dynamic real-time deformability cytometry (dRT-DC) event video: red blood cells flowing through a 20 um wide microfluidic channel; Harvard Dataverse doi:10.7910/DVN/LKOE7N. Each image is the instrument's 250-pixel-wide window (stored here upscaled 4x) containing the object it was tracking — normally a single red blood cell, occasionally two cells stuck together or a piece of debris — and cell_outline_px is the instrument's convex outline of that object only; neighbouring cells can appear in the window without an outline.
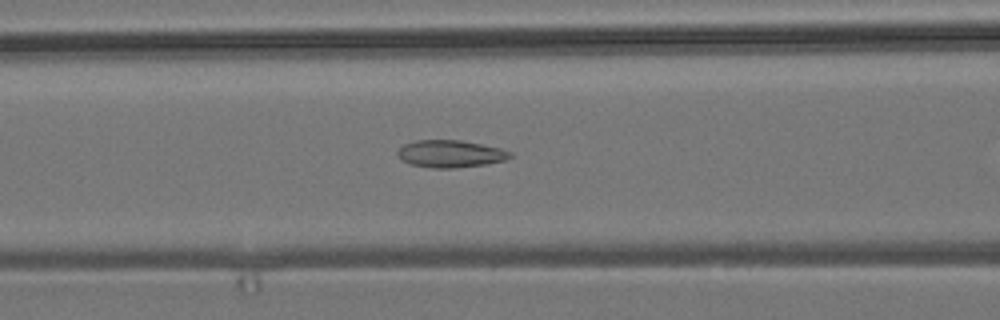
{"species": "common noctule bat (a hibernating species)", "species_latin": "Nyctalus noctula", "temperature_condition": "room temperature", "stored_images_in_passage": 55, "segment_of_instrument_passage": [1, 2], "camera_frame_rate_fps": 3000, "um_per_image_px": 0.085, "animal": {"sex": "male", "body_mass_g": 19.2, "forearm_length_mm": 51.8}, "frame": {"image": 1, "passage_image": 22, "time_ms": 7.0, "image_size_px": [1000, 320], "cell_outline_px": [[512, 156], [504, 160], [484, 164], [456, 168], [432, 168], [412, 164], [404, 160], [396, 152], [404, 144], [416, 140], [460, 140], [500, 148], [512, 152]], "centroid_in_image_um": [38.29, 13.07], "position_along_channel_um": 128.3, "area_um2": 17.63}}
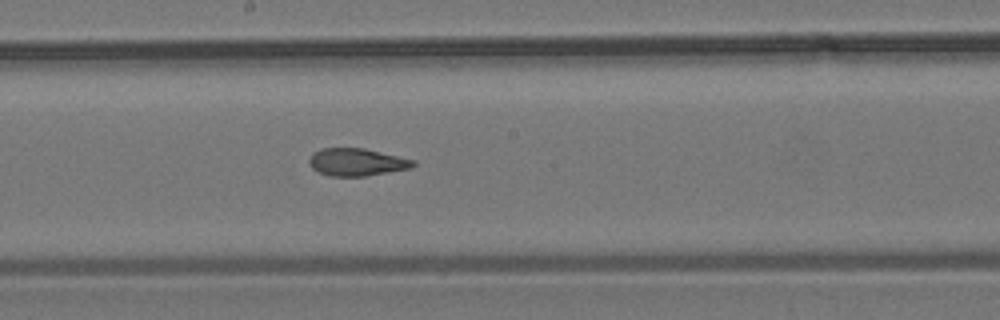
{"frame": {"image": 2, "passage_image": 29, "time_ms": 9.333, "image_size_px": [1000, 320], "cell_outline_px": [[416, 164], [412, 168], [364, 176], [328, 176], [312, 168], [308, 160], [312, 152], [320, 148], [364, 148], [416, 160]], "centroid_in_image_um": [30.32, 13.77], "position_along_channel_um": 217.9, "area_um2": 16.76}}
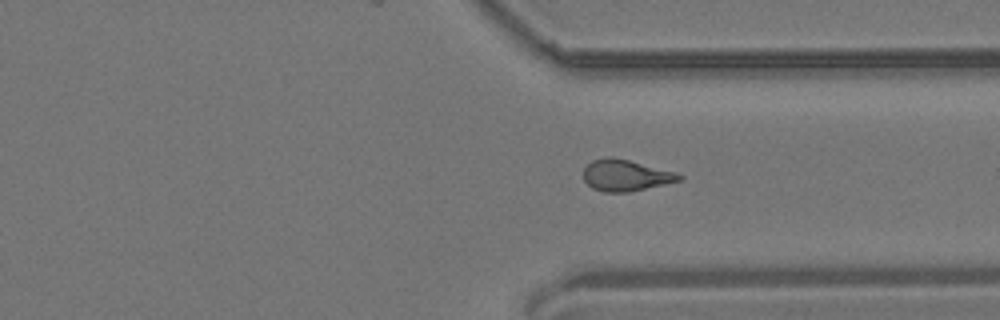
{"frame": {"image": 3, "passage_image": 40, "time_ms": 13.0, "image_size_px": [1000, 320], "cell_outline_px": [[684, 176], [680, 180], [628, 192], [604, 192], [592, 188], [584, 180], [584, 168], [592, 160], [604, 156], [612, 156], [676, 172]], "centroid_in_image_um": [53.14, 14.89], "position_along_channel_um": 358.3, "area_um2": 17.34}}